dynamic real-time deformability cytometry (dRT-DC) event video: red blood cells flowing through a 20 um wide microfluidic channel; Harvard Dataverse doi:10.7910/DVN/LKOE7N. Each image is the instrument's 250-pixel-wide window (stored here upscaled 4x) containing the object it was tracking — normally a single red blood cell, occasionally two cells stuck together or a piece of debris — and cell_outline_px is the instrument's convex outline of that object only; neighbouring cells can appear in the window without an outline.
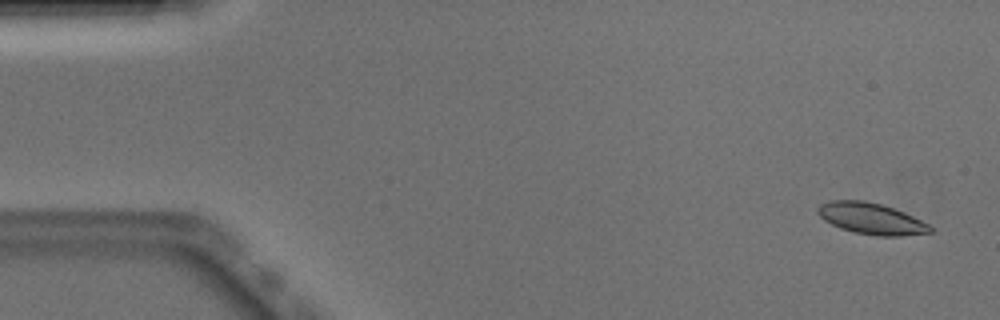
{"species": "Egyptian fruit bat (a non-hibernating species)", "species_latin": "Rousettus aegyptiacus", "temperature_condition": "warm", "stored_images_in_passage": 52, "camera_frame_rate_fps": 3000, "um_per_image_px": 0.085, "animal": {"sex": "male"}, "frame": {"image": 1, "passage_image": 3, "time_ms": 0.667, "image_size_px": [1000, 320], "cell_outline_px": [[936, 228], [932, 232], [900, 236], [876, 236], [856, 232], [840, 228], [824, 220], [816, 212], [816, 208], [820, 204], [828, 200], [864, 200], [884, 204], [904, 212]], "centroid_in_image_um": [74.05, 18.57], "position_along_channel_um": 11.0, "area_um2": 20.69}}
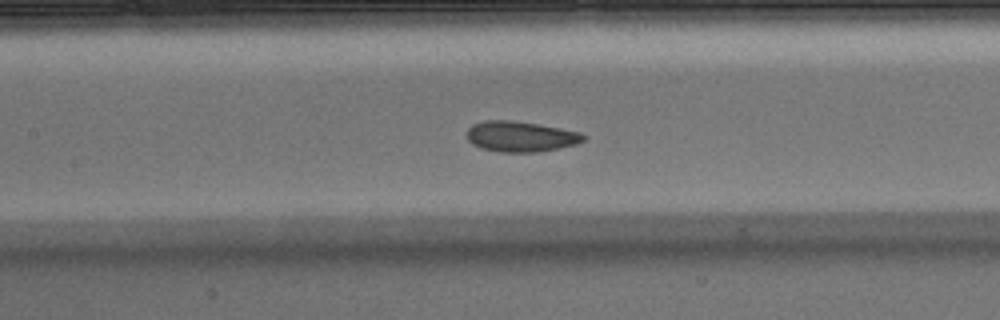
{"frame": {"image": 2, "passage_image": 24, "time_ms": 7.667, "image_size_px": [1000, 320], "cell_outline_px": [[584, 140], [576, 144], [540, 152], [500, 152], [484, 148], [472, 144], [468, 140], [468, 128], [472, 124], [484, 120], [512, 120], [560, 128], [580, 132], [584, 136]], "centroid_in_image_um": [44.24, 11.6], "position_along_channel_um": 163.2, "area_um2": 20.58}}
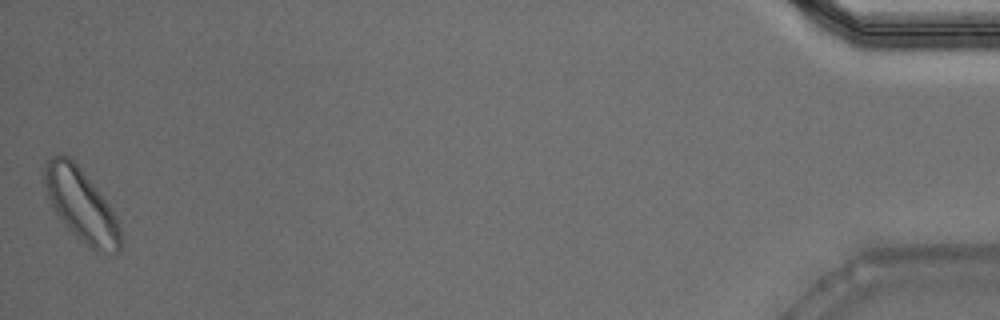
{"frame": {"image": 3, "passage_image": 52, "time_ms": 17.0, "image_size_px": [1000, 320], "cell_outline_px": [[120, 252], [112, 256], [96, 252], [80, 240], [68, 228], [56, 212], [48, 196], [44, 184], [44, 160], [52, 156], [68, 156], [80, 168], [96, 188], [108, 204], [116, 216], [120, 228]], "centroid_in_image_um": [6.92, 17.48], "position_along_channel_um": 428.3, "area_um2": 31.79}, "authors_computed_cell_mechanics": {"area_um2": 20.808, "velocity_mm_per_s": 3.8728, "shape_relaxation_time_tau1_ms": 2.6515, "shape_relaxation_time_tau2_ms": 8.0688, "deformation_change_tau1": 0.0738, "deformation_change_tau2": 0.1375}}